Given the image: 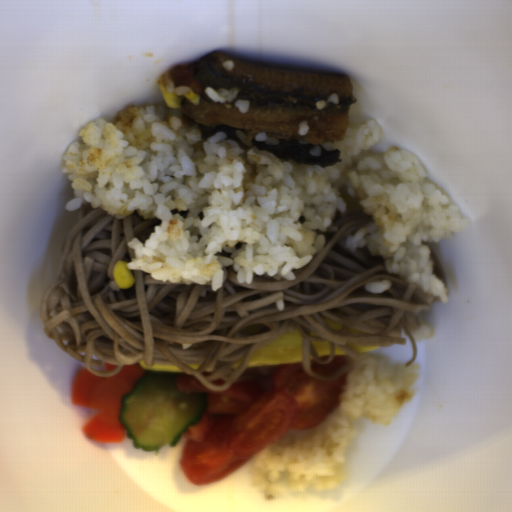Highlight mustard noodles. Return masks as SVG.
<instances>
[{
	"label": "mustard noodles",
	"instance_id": "1",
	"mask_svg": "<svg viewBox=\"0 0 512 512\" xmlns=\"http://www.w3.org/2000/svg\"><path fill=\"white\" fill-rule=\"evenodd\" d=\"M345 211H337L324 230L322 250L308 265L295 270L294 280L254 276L238 282L229 266L217 290L211 284L158 280L128 269L133 283L120 289L114 264H126L136 255L133 238L145 243L162 219L145 218L133 211L116 219L103 209L82 204L72 227L61 239L57 276L45 289L40 318L45 336L96 377H110L124 366L175 365L208 389L223 392L235 382L270 375L279 366L247 368L252 351L299 330L304 373L320 381L336 380L363 358L347 343L389 347L406 344L403 328L413 346L410 366L417 356L414 332L419 315L430 310L432 292L390 274L382 257L369 248L349 251L348 236L373 221L361 209V200L342 193ZM391 280L380 294L366 291L372 280ZM339 324V331L323 322ZM310 340L329 341L330 358L320 361ZM335 344L349 361L339 372L317 377L309 370L312 358L327 364ZM103 362L118 364L111 372Z\"/></svg>",
	"mask_w": 512,
	"mask_h": 512
},
{
	"label": "mustard noodles",
	"instance_id": "2",
	"mask_svg": "<svg viewBox=\"0 0 512 512\" xmlns=\"http://www.w3.org/2000/svg\"><path fill=\"white\" fill-rule=\"evenodd\" d=\"M430 251H431V255H430V258L431 260L434 261V273L436 274V276L438 278H440L441 280L444 281L445 283V286L447 287V284H448V280H447V276H446V272L442 266V264L440 263L437 255L433 252V250L430 248Z\"/></svg>",
	"mask_w": 512,
	"mask_h": 512
}]
</instances>
